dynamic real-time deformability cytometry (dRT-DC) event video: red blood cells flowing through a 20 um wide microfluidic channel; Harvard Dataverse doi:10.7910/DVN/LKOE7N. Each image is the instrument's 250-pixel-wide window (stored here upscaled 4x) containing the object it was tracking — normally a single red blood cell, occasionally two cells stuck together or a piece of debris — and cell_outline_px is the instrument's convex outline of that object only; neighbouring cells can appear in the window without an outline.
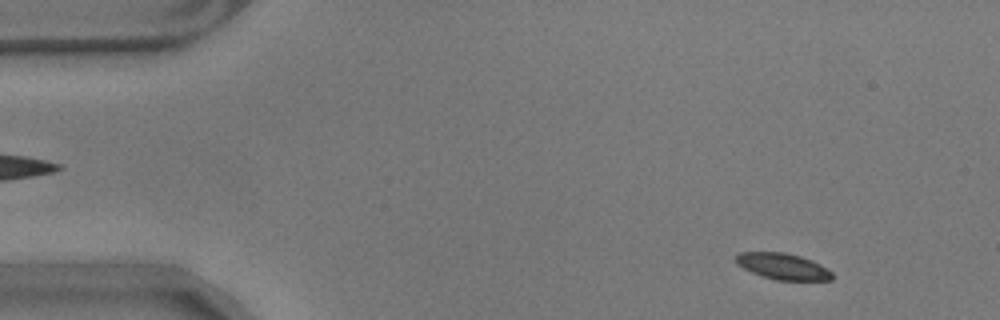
{"species": "common noctule bat (a hibernating species)", "species_latin": "Nyctalus noctula", "temperature_condition": "warm", "stored_images_in_passage": 16, "camera_frame_rate_fps": 3000, "um_per_image_px": 0.085, "animal": {"sex": "male", "body_mass_g": 17.9}, "frame": {"image": 1, "passage_image": 5, "time_ms": 1.333, "image_size_px": [1000, 320], "cell_outline_px": [[832, 280], [776, 280], [752, 272], [736, 264], [736, 252], [784, 252], [800, 256], [812, 260], [820, 264], [832, 272]], "centroid_in_image_um": [66.53, 22.63], "position_along_channel_um": 18.5, "area_um2": 14.62}}